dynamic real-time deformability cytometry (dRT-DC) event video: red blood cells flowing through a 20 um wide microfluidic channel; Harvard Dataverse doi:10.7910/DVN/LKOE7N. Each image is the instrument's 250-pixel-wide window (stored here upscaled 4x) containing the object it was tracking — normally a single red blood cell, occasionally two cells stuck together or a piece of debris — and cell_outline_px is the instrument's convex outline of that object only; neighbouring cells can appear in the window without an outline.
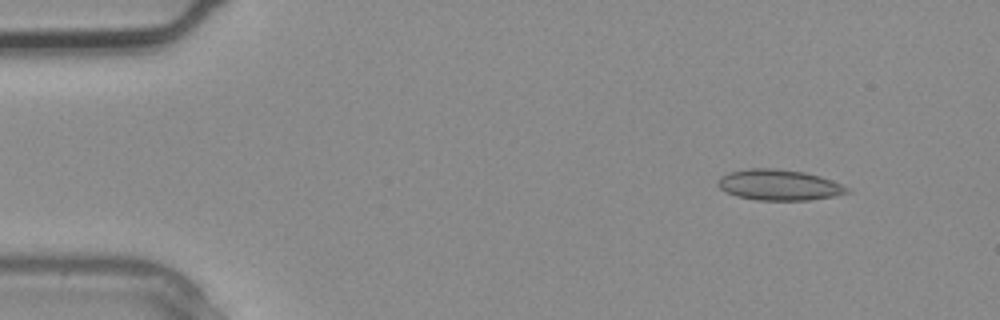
{"species": "common noctule bat (a hibernating species)", "species_latin": "Nyctalus noctula", "temperature_condition": "warm", "stored_images_in_passage": 2, "camera_frame_rate_fps": 3000, "um_per_image_px": 0.085, "animal": {"sex": "male", "body_mass_g": 20.4}, "frame": {"image": 1, "passage_image": 1, "time_ms": 0.0, "image_size_px": [1000, 320], "cell_outline_px": [[852, 192], [836, 196], [808, 200], [756, 200], [736, 196], [720, 188], [716, 184], [720, 176], [728, 172], [748, 168], [776, 168], [804, 172], [820, 176], [832, 180], [848, 188]], "centroid_in_image_um": [66.21, 15.72], "position_along_channel_um": 18.8, "area_um2": 23.29}}